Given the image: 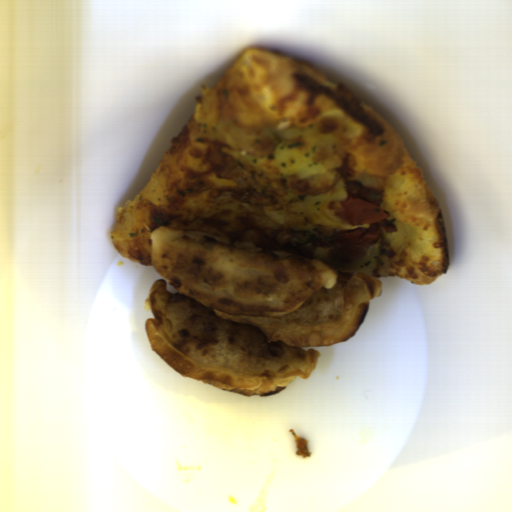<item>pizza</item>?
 I'll return each instance as SVG.
<instances>
[{
  "mask_svg": "<svg viewBox=\"0 0 512 512\" xmlns=\"http://www.w3.org/2000/svg\"><path fill=\"white\" fill-rule=\"evenodd\" d=\"M196 106L152 176L126 205L117 208L110 234L119 255L153 265V231L162 226L246 240L276 249L279 233L291 228L293 203L346 185L362 173L383 179L385 220L410 223L413 235L395 251L377 239L375 278L400 277L428 284L447 272L449 245L444 216L402 136L338 81L307 64L262 47H248L217 82L201 86ZM226 120L240 129H298L334 138L341 168L305 179H276L237 162L255 185L279 201L258 206L233 200L234 181L215 176L209 154L231 151L213 137Z\"/></svg>",
  "mask_w": 512,
  "mask_h": 512,
  "instance_id": "dd6c1bee",
  "label": "pizza"
}]
</instances>
